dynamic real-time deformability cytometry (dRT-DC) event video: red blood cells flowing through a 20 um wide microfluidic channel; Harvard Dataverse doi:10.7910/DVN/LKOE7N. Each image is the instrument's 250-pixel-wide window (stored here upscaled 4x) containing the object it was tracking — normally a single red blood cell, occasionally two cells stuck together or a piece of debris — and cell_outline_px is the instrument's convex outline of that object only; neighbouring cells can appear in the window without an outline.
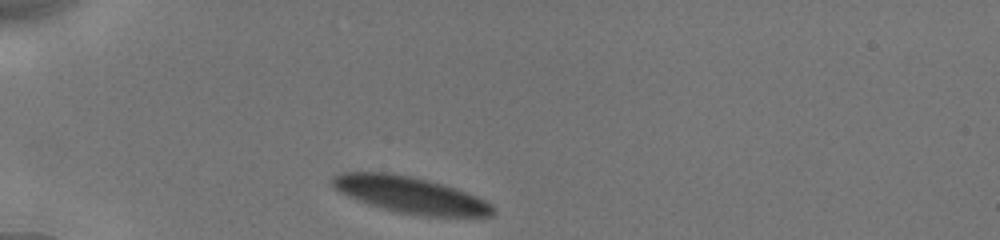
{"species": "human", "species_latin": "Homo sapiens", "temperature_condition": "cold", "stored_images_in_passage": 42, "camera_frame_rate_fps": 3000, "um_per_image_px": 0.085, "donor": {"sex": "male"}, "frame": {"image": 1, "passage_image": 1, "time_ms": 0.0, "image_size_px": [1000, 240], "cell_outline_px": [[492, 216], [424, 216], [400, 212], [368, 204], [348, 196], [340, 192], [332, 184], [332, 176], [340, 172], [388, 172], [412, 176], [428, 180], [456, 188], [484, 200], [492, 208]], "centroid_in_image_um": [34.82, 16.54], "position_along_channel_um": 50.2, "area_um2": 33.58}}
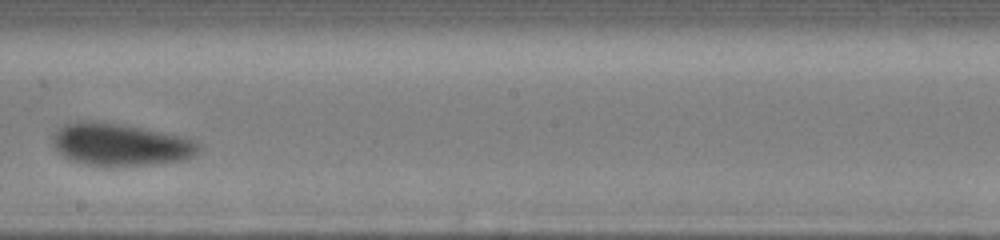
{"frame": {"image": 2, "passage_image": 23, "time_ms": 5.667, "image_size_px": [1000, 240], "cell_outline_px": [[200, 148], [192, 156], [184, 160], [156, 164], [104, 168], [84, 164], [72, 160], [56, 152], [52, 144], [52, 140], [56, 132], [64, 124], [80, 120], [92, 120], [120, 124], [144, 128], [192, 140], [200, 144]], "centroid_in_image_um": [10.16, 12.31], "position_along_channel_um": 238.0, "area_um2": 36.36}}
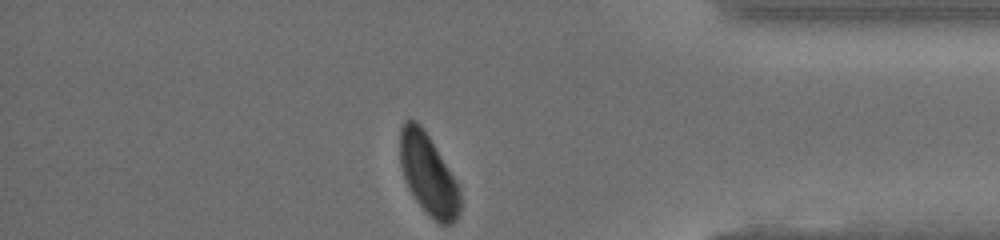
{"frame": {"image": 3, "passage_image": 42, "time_ms": 10.333, "image_size_px": [1000, 240], "cell_outline_px": [[460, 212], [456, 220], [452, 224], [440, 224], [416, 200], [408, 188], [400, 164], [400, 128], [404, 120], [416, 120], [420, 124], [428, 136], [452, 176], [460, 192]], "centroid_in_image_um": [36.37, 14.82], "position_along_channel_um": 398.8, "area_um2": 27.51}, "authors_computed_cell_mechanics": {"area_um2": 34.4488, "velocity_mm_per_s": 3.8522, "shape_relaxation_time_tau1_ms": 2.694, "shape_relaxation_time_tau2_ms": null, "deformation_change_tau1": 0.1, "deformation_change_tau2": null}}